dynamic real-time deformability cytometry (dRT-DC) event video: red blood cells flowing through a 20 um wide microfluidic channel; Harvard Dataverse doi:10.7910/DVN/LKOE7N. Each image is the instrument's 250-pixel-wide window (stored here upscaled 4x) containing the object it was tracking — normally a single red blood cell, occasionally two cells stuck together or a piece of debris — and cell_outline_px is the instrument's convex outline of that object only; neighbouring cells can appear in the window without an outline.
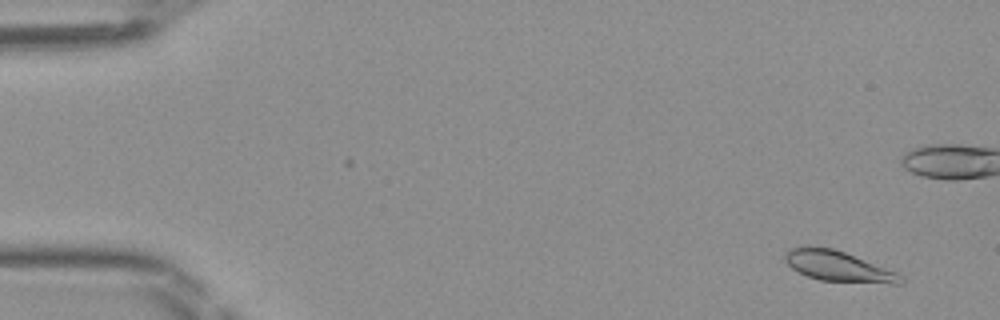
{"species": "Egyptian fruit bat (a non-hibernating species)", "species_latin": "Rousettus aegyptiacus", "temperature_condition": "room temperature", "stored_images_in_passage": 49, "camera_frame_rate_fps": 3000, "um_per_image_px": 0.085, "frame": {"image": 1, "passage_image": 3, "time_ms": 0.667, "image_size_px": [1000, 320], "cell_outline_px": [[904, 280], [900, 284], [892, 284], [820, 280], [808, 276], [792, 268], [784, 260], [784, 256], [792, 248], [832, 248], [844, 252], [896, 272]], "centroid_in_image_um": [71.28, 22.67], "position_along_channel_um": 13.7, "area_um2": 19.77}}
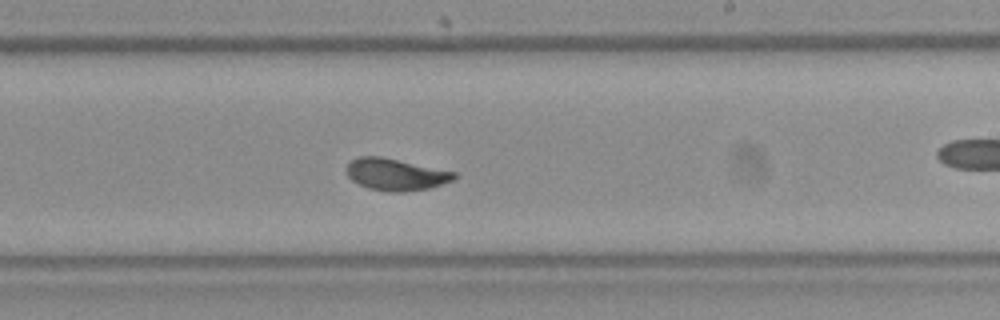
{"frame": {"image": 2, "passage_image": 29, "time_ms": 9.333, "image_size_px": [1000, 320], "cell_outline_px": [[456, 176], [452, 180], [428, 188], [404, 192], [392, 192], [368, 188], [352, 180], [348, 176], [344, 168], [352, 160], [360, 156], [380, 156], [456, 172]], "centroid_in_image_um": [33.6, 14.82], "position_along_channel_um": 255.4, "area_um2": 19.77}}
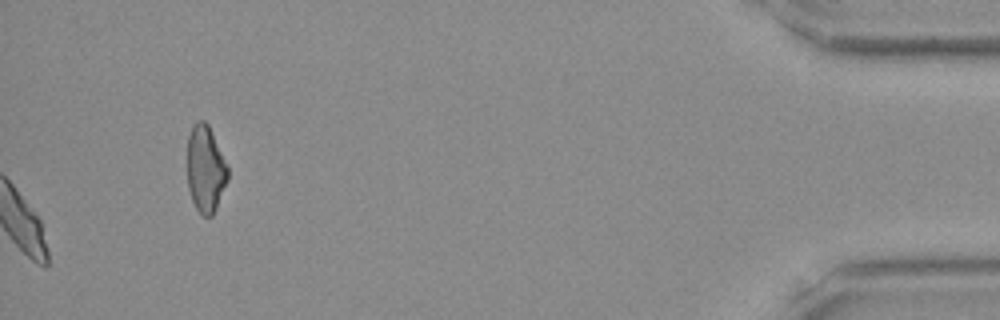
{"frame": {"image": 3, "passage_image": 49, "time_ms": 16.0, "image_size_px": [1000, 320], "cell_outline_px": [[228, 180], [216, 208], [212, 216], [204, 216], [196, 208], [192, 200], [188, 188], [188, 136], [192, 124], [196, 120], [204, 120], [208, 124], [228, 168]], "centroid_in_image_um": [17.46, 14.35], "position_along_channel_um": 417.7, "area_um2": 20.35}}